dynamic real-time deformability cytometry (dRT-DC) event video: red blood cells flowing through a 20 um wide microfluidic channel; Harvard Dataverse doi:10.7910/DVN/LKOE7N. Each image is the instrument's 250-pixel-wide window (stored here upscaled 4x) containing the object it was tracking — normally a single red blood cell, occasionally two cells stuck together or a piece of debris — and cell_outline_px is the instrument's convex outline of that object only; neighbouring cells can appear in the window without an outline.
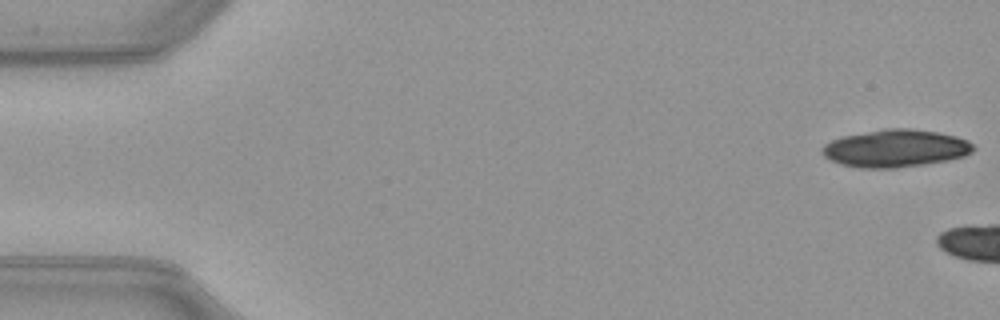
{"species": "common noctule bat (a hibernating species)", "species_latin": "Nyctalus noctula", "temperature_condition": "warm", "stored_images_in_passage": 7, "camera_frame_rate_fps": 3000, "um_per_image_px": 0.085, "animal": {"sex": "female", "body_mass_g": 21.9}, "frame": {"image": 1, "passage_image": 1, "time_ms": 0.0, "image_size_px": [1000, 320], "cell_outline_px": [[976, 148], [972, 152], [964, 156], [948, 160], [924, 164], [896, 168], [860, 168], [840, 164], [824, 156], [820, 148], [824, 144], [840, 136], [884, 128], [912, 128], [936, 132], [956, 136], [968, 140]], "centroid_in_image_um": [76.1, 12.6], "position_along_channel_um": 8.9, "area_um2": 33.29}}